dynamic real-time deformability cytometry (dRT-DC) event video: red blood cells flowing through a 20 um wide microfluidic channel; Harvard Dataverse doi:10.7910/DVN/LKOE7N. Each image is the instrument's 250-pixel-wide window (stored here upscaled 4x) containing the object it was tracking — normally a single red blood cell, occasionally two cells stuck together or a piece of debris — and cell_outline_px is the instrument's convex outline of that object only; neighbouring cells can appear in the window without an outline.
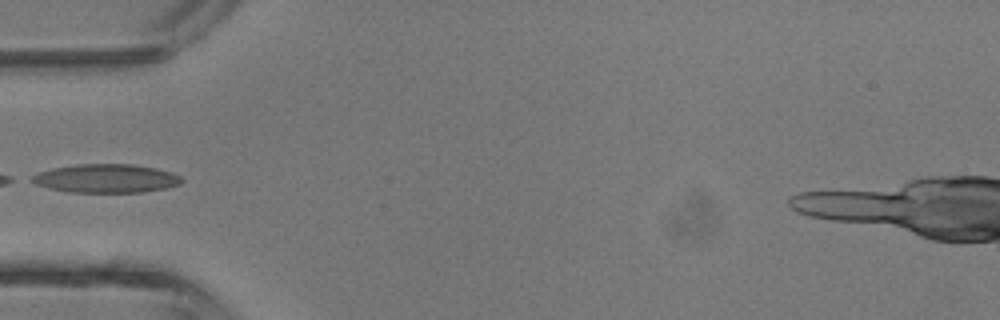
{"species": "common noctule bat (a hibernating species)", "species_latin": "Nyctalus noctula", "temperature_condition": "room temperature", "stored_images_in_passage": 4, "camera_frame_rate_fps": 3000, "um_per_image_px": 0.085, "animal": {"sex": "male", "body_mass_g": 13.3}, "frame": {"image": 1, "passage_image": 4, "time_ms": 3.667, "image_size_px": [1000, 320], "cell_outline_px": [[184, 180], [180, 184], [164, 188], [144, 192], [72, 192], [48, 188], [36, 184], [28, 180], [32, 176], [40, 172], [52, 168], [76, 164], [132, 164], [156, 168], [172, 172], [180, 176]], "centroid_in_image_um": [9.02, 15.16], "position_along_channel_um": 76.0, "area_um2": 24.97}}